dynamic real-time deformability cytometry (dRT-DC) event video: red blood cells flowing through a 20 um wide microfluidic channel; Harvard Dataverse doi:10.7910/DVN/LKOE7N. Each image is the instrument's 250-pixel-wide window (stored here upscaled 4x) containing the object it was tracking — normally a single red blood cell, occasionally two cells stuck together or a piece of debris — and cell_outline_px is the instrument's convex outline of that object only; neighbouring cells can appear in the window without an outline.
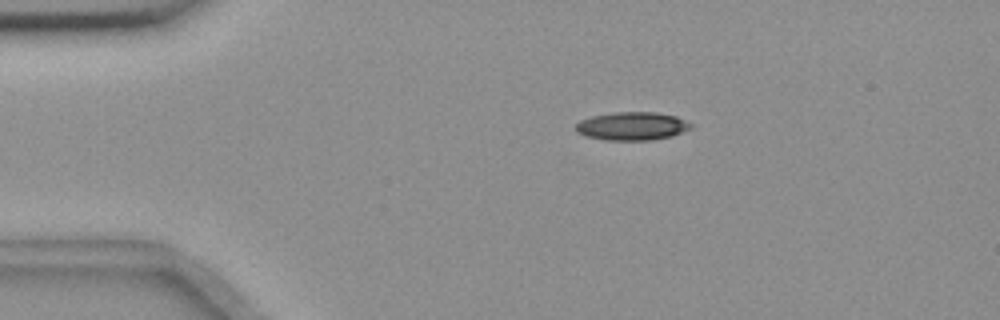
{"species": "common noctule bat (a hibernating species)", "species_latin": "Nyctalus noctula", "temperature_condition": "room temperature", "stored_images_in_passage": 8, "camera_frame_rate_fps": 3000, "um_per_image_px": 0.085, "animal": {"sex": "female", "body_mass_g": 18.4}, "frame": {"image": 1, "passage_image": 4, "time_ms": 3.333, "image_size_px": [1000, 320], "cell_outline_px": [[692, 128], [672, 136], [652, 140], [604, 140], [584, 136], [576, 132], [576, 124], [580, 120], [592, 116], [612, 112], [656, 112], [676, 116], [692, 124]], "centroid_in_image_um": [53.71, 10.72], "position_along_channel_um": 31.3, "area_um2": 19.07}}
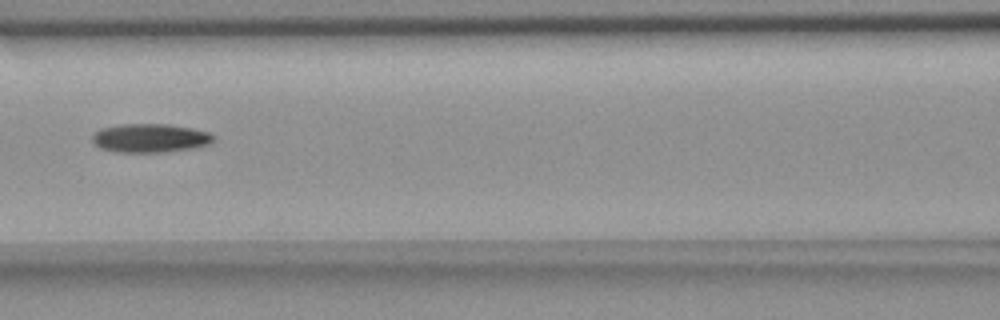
{"frame": {"image": 2, "passage_image": 8, "time_ms": 8.0, "image_size_px": [1000, 320], "cell_outline_px": [[216, 136], [208, 144], [188, 148], [160, 152], [116, 152], [100, 148], [92, 140], [92, 136], [100, 128], [120, 124], [168, 124], [192, 128], [208, 132]], "centroid_in_image_um": [12.72, 11.72], "position_along_channel_um": 153.9, "area_um2": 20.06}}